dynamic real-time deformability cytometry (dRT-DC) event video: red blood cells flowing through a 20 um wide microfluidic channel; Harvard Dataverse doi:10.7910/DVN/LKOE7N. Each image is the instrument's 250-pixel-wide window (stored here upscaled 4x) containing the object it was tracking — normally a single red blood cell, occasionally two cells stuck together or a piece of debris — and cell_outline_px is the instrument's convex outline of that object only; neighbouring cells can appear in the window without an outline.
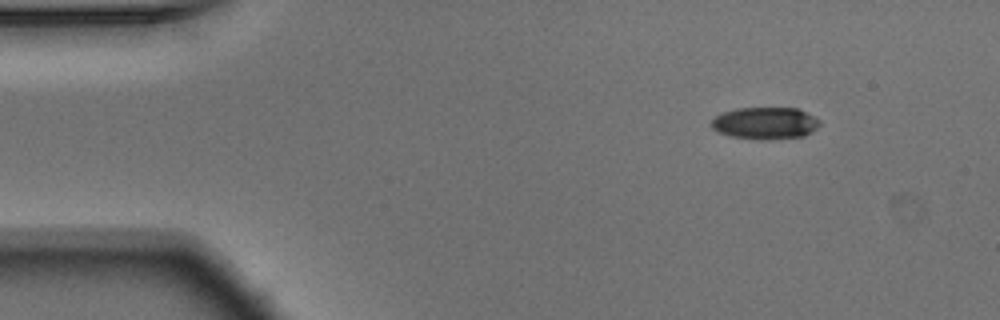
{"species": "Egyptian fruit bat (a non-hibernating species)", "species_latin": "Rousettus aegyptiacus", "temperature_condition": "warm", "stored_images_in_passage": 10, "camera_frame_rate_fps": 3000, "um_per_image_px": 0.085, "animal": {"sex": "male"}, "frame": {"image": 1, "passage_image": 3, "time_ms": 0.667, "image_size_px": [1000, 320], "cell_outline_px": [[804, 132], [736, 132], [724, 128], [716, 124], [720, 120], [740, 112], [800, 112]], "centroid_in_image_um": [64.9, 10.39], "position_along_channel_um": 20.1, "area_um2": 11.04}}